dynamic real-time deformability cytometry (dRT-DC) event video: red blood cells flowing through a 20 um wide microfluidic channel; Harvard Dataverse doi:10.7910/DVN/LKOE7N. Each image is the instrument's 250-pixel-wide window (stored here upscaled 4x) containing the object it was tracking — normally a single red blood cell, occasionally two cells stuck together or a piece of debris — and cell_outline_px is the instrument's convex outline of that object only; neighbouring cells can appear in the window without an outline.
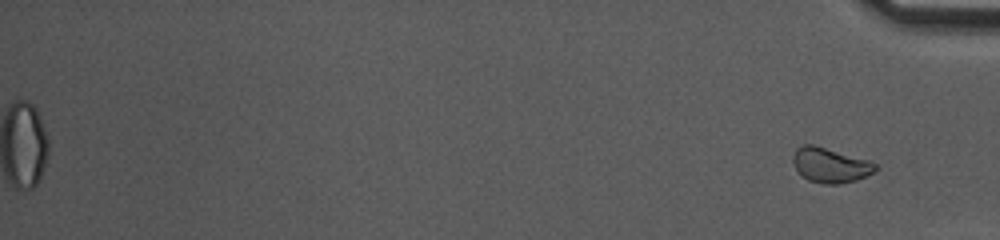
{"species": "common noctule bat (a hibernating species)", "species_latin": "Nyctalus noctula", "temperature_condition": "cold", "stored_images_in_passage": 53, "segment_of_instrument_passage": [2, 2], "camera_frame_rate_fps": 3000, "um_per_image_px": 0.085, "animal": {"sex": "female", "body_mass_g": 10.0, "forearm_length_mm": 53.1}, "frame": {"image": 1, "passage_image": 53, "time_ms": 17.333, "image_size_px": [1000, 240], "cell_outline_px": [[880, 168], [876, 172], [856, 180], [836, 184], [824, 184], [808, 180], [800, 176], [792, 160], [792, 156], [796, 148], [800, 144], [812, 144], [868, 160], [876, 164]], "centroid_in_image_um": [70.56, 14.04], "position_along_channel_um": 364.6, "area_um2": 16.88}}